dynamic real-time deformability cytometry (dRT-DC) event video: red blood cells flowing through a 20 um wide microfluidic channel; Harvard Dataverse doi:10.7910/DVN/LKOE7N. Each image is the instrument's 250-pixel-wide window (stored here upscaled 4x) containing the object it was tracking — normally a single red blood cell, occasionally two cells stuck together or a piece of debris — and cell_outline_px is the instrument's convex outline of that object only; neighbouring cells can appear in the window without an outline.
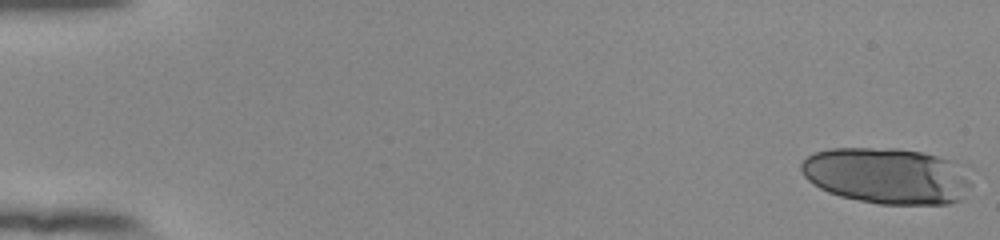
{"species": "human", "species_latin": "Homo sapiens", "temperature_condition": "room temperature", "stored_images_in_passage": 24, "camera_frame_rate_fps": 3000, "um_per_image_px": 0.085, "donor": {"sex": "female"}, "frame": {"image": 1, "passage_image": 1, "time_ms": 0.0, "image_size_px": [1000, 240], "cell_outline_px": [[968, 184], [960, 200], [948, 204], [876, 204], [840, 196], [828, 192], [820, 188], [808, 180], [804, 176], [800, 168], [800, 164], [808, 156], [816, 152], [828, 148], [896, 148], [924, 152], [948, 160], [968, 180]], "centroid_in_image_um": [75.26, 14.94], "position_along_channel_um": 9.7, "area_um2": 54.79}}